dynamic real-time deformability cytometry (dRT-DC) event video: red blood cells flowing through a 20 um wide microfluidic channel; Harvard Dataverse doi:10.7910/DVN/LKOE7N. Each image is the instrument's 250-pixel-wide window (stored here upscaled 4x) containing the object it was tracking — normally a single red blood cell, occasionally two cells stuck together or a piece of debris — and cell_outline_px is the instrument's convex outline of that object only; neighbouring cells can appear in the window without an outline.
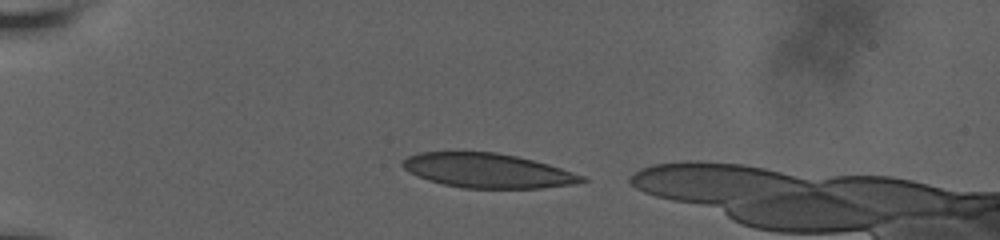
{"species": "human", "species_latin": "Homo sapiens", "temperature_condition": "room temperature", "stored_images_in_passage": 15, "camera_frame_rate_fps": 3000, "um_per_image_px": 0.085, "donor": {"sex": "male"}, "frame": {"image": 1, "passage_image": 6, "time_ms": 0.667, "image_size_px": [1000, 240], "cell_outline_px": [[588, 180], [576, 184], [540, 188], [464, 188], [444, 184], [428, 180], [404, 168], [400, 164], [408, 156], [420, 152], [496, 152], [516, 156], [548, 164], [584, 176]], "centroid_in_image_um": [41.47, 14.5], "position_along_channel_um": 43.5, "area_um2": 35.6}}